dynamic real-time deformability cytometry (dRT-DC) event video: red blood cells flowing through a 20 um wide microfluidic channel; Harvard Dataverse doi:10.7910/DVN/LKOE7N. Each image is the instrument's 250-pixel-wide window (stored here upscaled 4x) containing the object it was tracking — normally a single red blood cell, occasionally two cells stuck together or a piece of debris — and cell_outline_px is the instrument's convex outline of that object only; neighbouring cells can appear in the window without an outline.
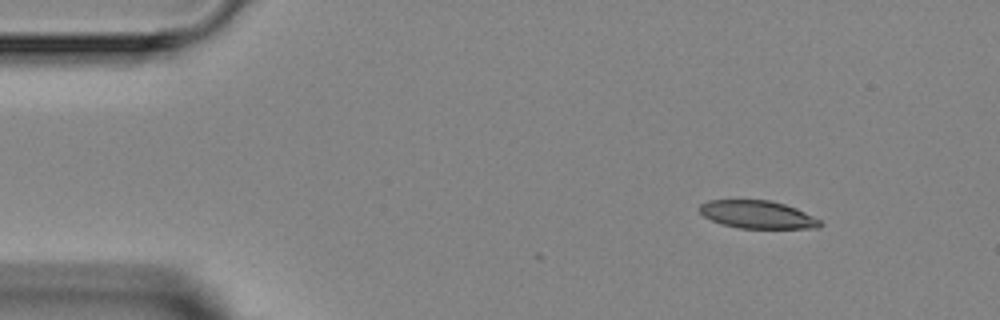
{"species": "Egyptian fruit bat (a non-hibernating species)", "species_latin": "Rousettus aegyptiacus", "temperature_condition": "room temperature", "stored_images_in_passage": 4, "camera_frame_rate_fps": 3000, "um_per_image_px": 0.085, "animal": {"sex": "female"}, "frame": {"image": 1, "passage_image": 1, "time_ms": 0.0, "image_size_px": [1000, 320], "cell_outline_px": [[824, 224], [820, 228], [740, 228], [724, 224], [712, 220], [704, 216], [696, 208], [700, 204], [708, 200], [768, 200], [784, 204], [796, 208], [820, 220]], "centroid_in_image_um": [64.38, 18.23], "position_along_channel_um": 20.6, "area_um2": 19.48}}
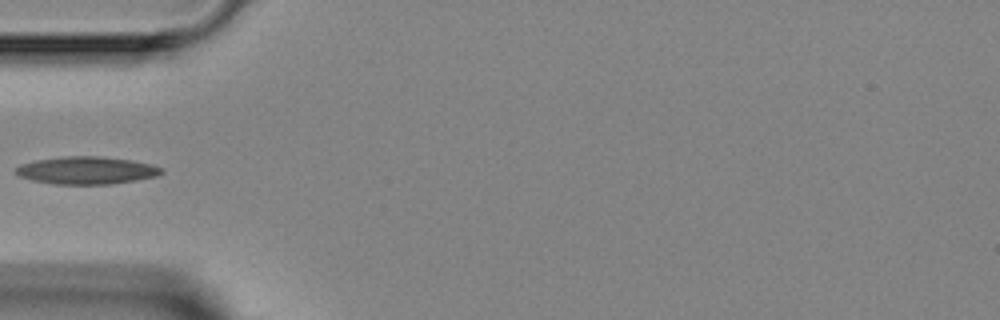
{"frame": {"image": 2, "passage_image": 4, "time_ms": 3.333, "image_size_px": [1000, 320], "cell_outline_px": [[164, 172], [156, 176], [136, 180], [112, 184], [52, 184], [32, 180], [20, 176], [12, 172], [20, 164], [36, 160], [64, 156], [100, 156], [132, 160], [152, 164], [164, 168]], "centroid_in_image_um": [7.36, 14.48], "position_along_channel_um": 77.6, "area_um2": 23.58}}